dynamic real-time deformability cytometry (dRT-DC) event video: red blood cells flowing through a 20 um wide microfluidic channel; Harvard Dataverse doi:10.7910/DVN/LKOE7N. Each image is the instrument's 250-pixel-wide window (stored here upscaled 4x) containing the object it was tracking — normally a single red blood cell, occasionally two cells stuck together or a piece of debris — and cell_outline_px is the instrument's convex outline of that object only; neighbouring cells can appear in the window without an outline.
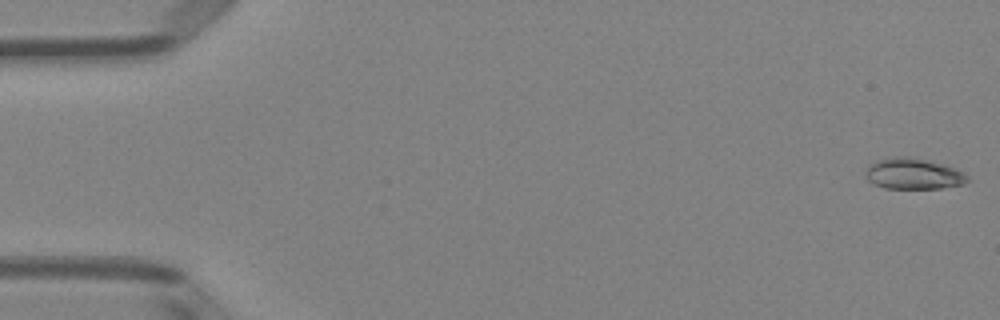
{"species": "Egyptian fruit bat (a non-hibernating species)", "species_latin": "Rousettus aegyptiacus", "temperature_condition": "room temperature", "stored_images_in_passage": 51, "camera_frame_rate_fps": 3000, "um_per_image_px": 0.085, "animal": {"sex": "female"}, "frame": {"image": 1, "passage_image": 1, "time_ms": 0.0, "image_size_px": [1000, 320], "cell_outline_px": [[972, 180], [964, 184], [940, 188], [884, 188], [868, 180], [864, 176], [864, 172], [868, 164], [876, 160], [892, 156], [912, 156], [940, 164], [964, 172]], "centroid_in_image_um": [77.6, 14.76], "position_along_channel_um": 7.4, "area_um2": 18.55}}
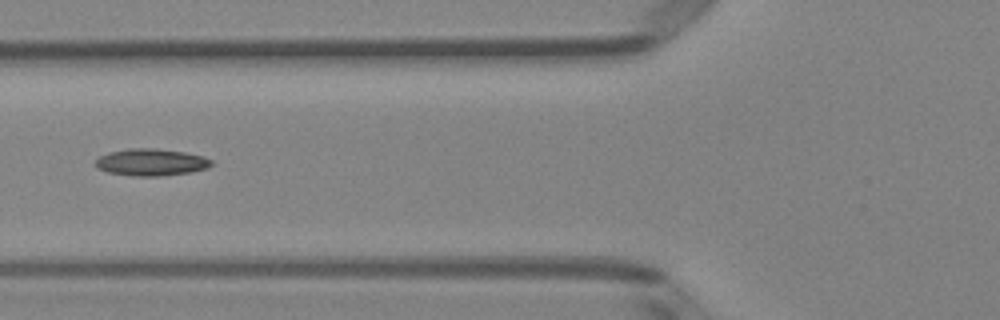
{"frame": {"image": 2, "passage_image": 20, "time_ms": 6.333, "image_size_px": [1000, 320], "cell_outline_px": [[212, 164], [208, 168], [192, 172], [164, 176], [132, 176], [108, 172], [96, 168], [96, 160], [100, 156], [108, 152], [128, 148], [152, 148], [184, 152], [204, 156], [212, 160]], "centroid_in_image_um": [12.86, 13.79], "position_along_channel_um": 112.9, "area_um2": 18.38}}
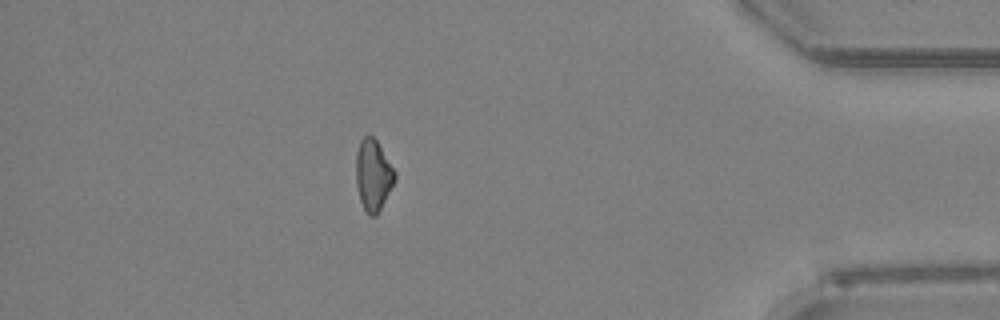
{"frame": {"image": 3, "passage_image": 45, "time_ms": 14.667, "image_size_px": [1000, 320], "cell_outline_px": [[396, 176], [376, 216], [368, 216], [360, 200], [356, 184], [356, 152], [360, 140], [364, 136], [372, 136], [376, 140], [396, 172]], "centroid_in_image_um": [31.69, 14.87], "position_along_channel_um": 403.5, "area_um2": 15.78}}